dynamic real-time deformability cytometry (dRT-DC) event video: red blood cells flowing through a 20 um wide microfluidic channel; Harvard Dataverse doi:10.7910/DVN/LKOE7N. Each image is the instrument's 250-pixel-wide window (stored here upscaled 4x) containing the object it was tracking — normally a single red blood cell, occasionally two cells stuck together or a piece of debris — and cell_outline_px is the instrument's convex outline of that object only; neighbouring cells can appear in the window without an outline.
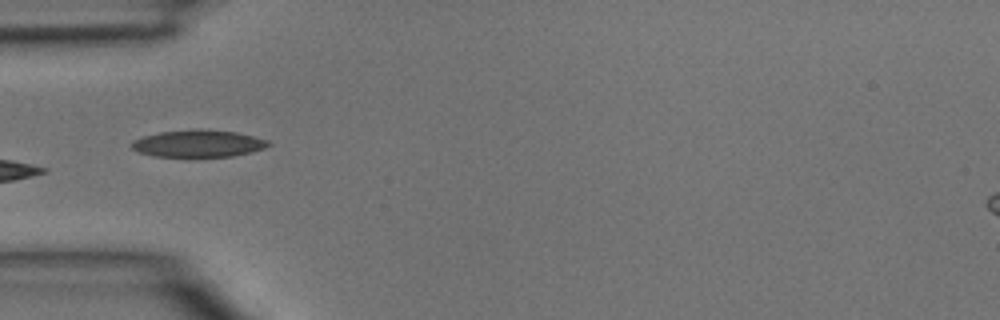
{"species": "common noctule bat (a hibernating species)", "species_latin": "Nyctalus noctula", "temperature_condition": "room temperature", "stored_images_in_passage": 5, "camera_frame_rate_fps": 3000, "um_per_image_px": 0.085, "animal": {"sex": "male", "body_mass_g": 15.6}, "frame": {"image": 1, "passage_image": 4, "time_ms": 1.0, "image_size_px": [1000, 320], "cell_outline_px": [[272, 144], [264, 148], [252, 152], [232, 156], [188, 160], [152, 156], [136, 152], [128, 144], [132, 140], [144, 136], [160, 132], [200, 128], [236, 132], [268, 140]], "centroid_in_image_um": [16.78, 12.25], "position_along_channel_um": 68.2, "area_um2": 22.89}}